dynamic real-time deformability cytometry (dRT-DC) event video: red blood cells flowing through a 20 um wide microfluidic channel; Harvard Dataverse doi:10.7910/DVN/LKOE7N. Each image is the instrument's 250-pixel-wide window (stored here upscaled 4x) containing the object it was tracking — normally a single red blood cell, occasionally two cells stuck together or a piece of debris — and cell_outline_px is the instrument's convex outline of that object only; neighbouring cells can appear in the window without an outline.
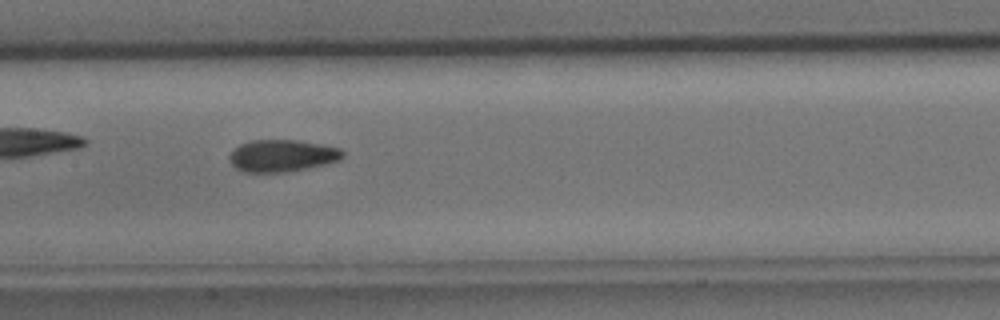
{"species": "common noctule bat (a hibernating species)", "species_latin": "Nyctalus noctula", "temperature_condition": "cold", "stored_images_in_passage": 26, "camera_frame_rate_fps": 3000, "um_per_image_px": 0.085, "animal": {"sex": "male", "body_mass_g": 15.6}, "frame": {"image": 1, "passage_image": 12, "time_ms": 3.667, "image_size_px": [1000, 320], "cell_outline_px": [[344, 156], [340, 160], [328, 164], [288, 172], [244, 172], [236, 168], [228, 160], [228, 156], [240, 144], [252, 140], [296, 140], [324, 144], [340, 148], [344, 152]], "centroid_in_image_um": [24.02, 13.24], "position_along_channel_um": 183.4, "area_um2": 21.39}}